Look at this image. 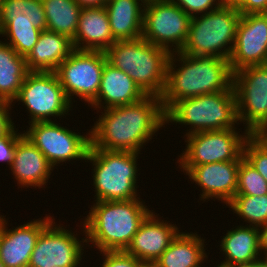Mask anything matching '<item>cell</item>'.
Segmentation results:
<instances>
[{
    "mask_svg": "<svg viewBox=\"0 0 267 267\" xmlns=\"http://www.w3.org/2000/svg\"><path fill=\"white\" fill-rule=\"evenodd\" d=\"M100 111L98 121L90 129V148L140 153L141 148L166 125L161 99L154 95H147L133 104Z\"/></svg>",
    "mask_w": 267,
    "mask_h": 267,
    "instance_id": "cell-1",
    "label": "cell"
},
{
    "mask_svg": "<svg viewBox=\"0 0 267 267\" xmlns=\"http://www.w3.org/2000/svg\"><path fill=\"white\" fill-rule=\"evenodd\" d=\"M232 85L233 72L229 60L171 53L165 88L160 96L162 107L166 112L176 101L226 91Z\"/></svg>",
    "mask_w": 267,
    "mask_h": 267,
    "instance_id": "cell-2",
    "label": "cell"
},
{
    "mask_svg": "<svg viewBox=\"0 0 267 267\" xmlns=\"http://www.w3.org/2000/svg\"><path fill=\"white\" fill-rule=\"evenodd\" d=\"M147 207L140 198L93 203L81 226L88 246L94 245L100 252L125 251L152 211Z\"/></svg>",
    "mask_w": 267,
    "mask_h": 267,
    "instance_id": "cell-3",
    "label": "cell"
},
{
    "mask_svg": "<svg viewBox=\"0 0 267 267\" xmlns=\"http://www.w3.org/2000/svg\"><path fill=\"white\" fill-rule=\"evenodd\" d=\"M107 62L127 73L146 95L160 97L171 53L143 37L116 40L105 52Z\"/></svg>",
    "mask_w": 267,
    "mask_h": 267,
    "instance_id": "cell-4",
    "label": "cell"
},
{
    "mask_svg": "<svg viewBox=\"0 0 267 267\" xmlns=\"http://www.w3.org/2000/svg\"><path fill=\"white\" fill-rule=\"evenodd\" d=\"M138 152L90 148L85 162L92 163L95 202L140 198L137 187Z\"/></svg>",
    "mask_w": 267,
    "mask_h": 267,
    "instance_id": "cell-5",
    "label": "cell"
},
{
    "mask_svg": "<svg viewBox=\"0 0 267 267\" xmlns=\"http://www.w3.org/2000/svg\"><path fill=\"white\" fill-rule=\"evenodd\" d=\"M165 117L166 124L174 122L190 127L184 138L202 131L237 128L235 125L240 124L233 85L226 91L176 101Z\"/></svg>",
    "mask_w": 267,
    "mask_h": 267,
    "instance_id": "cell-6",
    "label": "cell"
},
{
    "mask_svg": "<svg viewBox=\"0 0 267 267\" xmlns=\"http://www.w3.org/2000/svg\"><path fill=\"white\" fill-rule=\"evenodd\" d=\"M241 15L236 7L222 5L191 17L188 39L181 52L190 56H214L229 60Z\"/></svg>",
    "mask_w": 267,
    "mask_h": 267,
    "instance_id": "cell-7",
    "label": "cell"
},
{
    "mask_svg": "<svg viewBox=\"0 0 267 267\" xmlns=\"http://www.w3.org/2000/svg\"><path fill=\"white\" fill-rule=\"evenodd\" d=\"M236 129L202 131L185 136V151L176 162L181 171L186 174L193 166L240 161L244 157L243 147L250 133L245 130L242 135Z\"/></svg>",
    "mask_w": 267,
    "mask_h": 267,
    "instance_id": "cell-8",
    "label": "cell"
},
{
    "mask_svg": "<svg viewBox=\"0 0 267 267\" xmlns=\"http://www.w3.org/2000/svg\"><path fill=\"white\" fill-rule=\"evenodd\" d=\"M43 30L46 19L42 0H3L0 3V36L26 57ZM7 41V42H6Z\"/></svg>",
    "mask_w": 267,
    "mask_h": 267,
    "instance_id": "cell-9",
    "label": "cell"
},
{
    "mask_svg": "<svg viewBox=\"0 0 267 267\" xmlns=\"http://www.w3.org/2000/svg\"><path fill=\"white\" fill-rule=\"evenodd\" d=\"M15 100L25 105L30 116L28 124L64 118L73 106L55 72L30 71Z\"/></svg>",
    "mask_w": 267,
    "mask_h": 267,
    "instance_id": "cell-10",
    "label": "cell"
},
{
    "mask_svg": "<svg viewBox=\"0 0 267 267\" xmlns=\"http://www.w3.org/2000/svg\"><path fill=\"white\" fill-rule=\"evenodd\" d=\"M190 21L191 17L172 0H146L141 37L170 53L181 52Z\"/></svg>",
    "mask_w": 267,
    "mask_h": 267,
    "instance_id": "cell-11",
    "label": "cell"
},
{
    "mask_svg": "<svg viewBox=\"0 0 267 267\" xmlns=\"http://www.w3.org/2000/svg\"><path fill=\"white\" fill-rule=\"evenodd\" d=\"M238 121L250 134L267 131V64L233 73Z\"/></svg>",
    "mask_w": 267,
    "mask_h": 267,
    "instance_id": "cell-12",
    "label": "cell"
},
{
    "mask_svg": "<svg viewBox=\"0 0 267 267\" xmlns=\"http://www.w3.org/2000/svg\"><path fill=\"white\" fill-rule=\"evenodd\" d=\"M54 121L29 124L23 134L53 166L72 160H85L91 145L90 130L81 135ZM88 135V136H87Z\"/></svg>",
    "mask_w": 267,
    "mask_h": 267,
    "instance_id": "cell-13",
    "label": "cell"
},
{
    "mask_svg": "<svg viewBox=\"0 0 267 267\" xmlns=\"http://www.w3.org/2000/svg\"><path fill=\"white\" fill-rule=\"evenodd\" d=\"M106 61L103 51L77 49L62 61L54 72L71 103L74 95L88 105L97 97Z\"/></svg>",
    "mask_w": 267,
    "mask_h": 267,
    "instance_id": "cell-14",
    "label": "cell"
},
{
    "mask_svg": "<svg viewBox=\"0 0 267 267\" xmlns=\"http://www.w3.org/2000/svg\"><path fill=\"white\" fill-rule=\"evenodd\" d=\"M53 219L40 233L30 256L28 267H79L84 256L86 238H77L76 231L56 224ZM55 224V225H54ZM84 243V244H83ZM84 248V249H83Z\"/></svg>",
    "mask_w": 267,
    "mask_h": 267,
    "instance_id": "cell-15",
    "label": "cell"
},
{
    "mask_svg": "<svg viewBox=\"0 0 267 267\" xmlns=\"http://www.w3.org/2000/svg\"><path fill=\"white\" fill-rule=\"evenodd\" d=\"M229 63L233 73L267 64V13L241 15Z\"/></svg>",
    "mask_w": 267,
    "mask_h": 267,
    "instance_id": "cell-16",
    "label": "cell"
},
{
    "mask_svg": "<svg viewBox=\"0 0 267 267\" xmlns=\"http://www.w3.org/2000/svg\"><path fill=\"white\" fill-rule=\"evenodd\" d=\"M53 219V216L47 215L43 219H33V221L9 229L8 219L0 215V260L4 265L6 267H28L40 233Z\"/></svg>",
    "mask_w": 267,
    "mask_h": 267,
    "instance_id": "cell-17",
    "label": "cell"
},
{
    "mask_svg": "<svg viewBox=\"0 0 267 267\" xmlns=\"http://www.w3.org/2000/svg\"><path fill=\"white\" fill-rule=\"evenodd\" d=\"M239 165L240 161L208 163L193 166L186 175L201 188L200 200L216 198L227 204L236 195Z\"/></svg>",
    "mask_w": 267,
    "mask_h": 267,
    "instance_id": "cell-18",
    "label": "cell"
},
{
    "mask_svg": "<svg viewBox=\"0 0 267 267\" xmlns=\"http://www.w3.org/2000/svg\"><path fill=\"white\" fill-rule=\"evenodd\" d=\"M156 214L152 210L147 215L125 250L142 263H155L180 232L176 224Z\"/></svg>",
    "mask_w": 267,
    "mask_h": 267,
    "instance_id": "cell-19",
    "label": "cell"
},
{
    "mask_svg": "<svg viewBox=\"0 0 267 267\" xmlns=\"http://www.w3.org/2000/svg\"><path fill=\"white\" fill-rule=\"evenodd\" d=\"M146 96L127 73L106 61L101 75L98 95L89 104V107H94L95 110H104L110 107L133 104Z\"/></svg>",
    "mask_w": 267,
    "mask_h": 267,
    "instance_id": "cell-20",
    "label": "cell"
},
{
    "mask_svg": "<svg viewBox=\"0 0 267 267\" xmlns=\"http://www.w3.org/2000/svg\"><path fill=\"white\" fill-rule=\"evenodd\" d=\"M10 170L18 188H43L49 181L54 167L44 154L23 135L17 142ZM48 180V181H47Z\"/></svg>",
    "mask_w": 267,
    "mask_h": 267,
    "instance_id": "cell-21",
    "label": "cell"
},
{
    "mask_svg": "<svg viewBox=\"0 0 267 267\" xmlns=\"http://www.w3.org/2000/svg\"><path fill=\"white\" fill-rule=\"evenodd\" d=\"M115 42L105 7L82 8L72 40L74 49L105 52Z\"/></svg>",
    "mask_w": 267,
    "mask_h": 267,
    "instance_id": "cell-22",
    "label": "cell"
},
{
    "mask_svg": "<svg viewBox=\"0 0 267 267\" xmlns=\"http://www.w3.org/2000/svg\"><path fill=\"white\" fill-rule=\"evenodd\" d=\"M74 50L65 35L43 30L30 53L25 57L29 71L54 72Z\"/></svg>",
    "mask_w": 267,
    "mask_h": 267,
    "instance_id": "cell-23",
    "label": "cell"
},
{
    "mask_svg": "<svg viewBox=\"0 0 267 267\" xmlns=\"http://www.w3.org/2000/svg\"><path fill=\"white\" fill-rule=\"evenodd\" d=\"M145 2L146 0H107L104 7L115 40H134L142 36Z\"/></svg>",
    "mask_w": 267,
    "mask_h": 267,
    "instance_id": "cell-24",
    "label": "cell"
},
{
    "mask_svg": "<svg viewBox=\"0 0 267 267\" xmlns=\"http://www.w3.org/2000/svg\"><path fill=\"white\" fill-rule=\"evenodd\" d=\"M232 229V230H231ZM227 230L221 238L220 252L225 256L222 261L228 265L248 264L263 256L259 248L258 227L239 225Z\"/></svg>",
    "mask_w": 267,
    "mask_h": 267,
    "instance_id": "cell-25",
    "label": "cell"
},
{
    "mask_svg": "<svg viewBox=\"0 0 267 267\" xmlns=\"http://www.w3.org/2000/svg\"><path fill=\"white\" fill-rule=\"evenodd\" d=\"M205 241L197 232L181 231L155 263L159 267H202L208 259Z\"/></svg>",
    "mask_w": 267,
    "mask_h": 267,
    "instance_id": "cell-26",
    "label": "cell"
},
{
    "mask_svg": "<svg viewBox=\"0 0 267 267\" xmlns=\"http://www.w3.org/2000/svg\"><path fill=\"white\" fill-rule=\"evenodd\" d=\"M29 72L25 57L0 40V99L13 103Z\"/></svg>",
    "mask_w": 267,
    "mask_h": 267,
    "instance_id": "cell-27",
    "label": "cell"
},
{
    "mask_svg": "<svg viewBox=\"0 0 267 267\" xmlns=\"http://www.w3.org/2000/svg\"><path fill=\"white\" fill-rule=\"evenodd\" d=\"M46 29L74 39L81 7L75 0H42Z\"/></svg>",
    "mask_w": 267,
    "mask_h": 267,
    "instance_id": "cell-28",
    "label": "cell"
},
{
    "mask_svg": "<svg viewBox=\"0 0 267 267\" xmlns=\"http://www.w3.org/2000/svg\"><path fill=\"white\" fill-rule=\"evenodd\" d=\"M226 206L249 226L260 227L267 224V194L235 195Z\"/></svg>",
    "mask_w": 267,
    "mask_h": 267,
    "instance_id": "cell-29",
    "label": "cell"
},
{
    "mask_svg": "<svg viewBox=\"0 0 267 267\" xmlns=\"http://www.w3.org/2000/svg\"><path fill=\"white\" fill-rule=\"evenodd\" d=\"M267 194V181L243 157L238 170L236 195L262 196Z\"/></svg>",
    "mask_w": 267,
    "mask_h": 267,
    "instance_id": "cell-30",
    "label": "cell"
},
{
    "mask_svg": "<svg viewBox=\"0 0 267 267\" xmlns=\"http://www.w3.org/2000/svg\"><path fill=\"white\" fill-rule=\"evenodd\" d=\"M243 156L267 181V138L264 134H250L243 147Z\"/></svg>",
    "mask_w": 267,
    "mask_h": 267,
    "instance_id": "cell-31",
    "label": "cell"
},
{
    "mask_svg": "<svg viewBox=\"0 0 267 267\" xmlns=\"http://www.w3.org/2000/svg\"><path fill=\"white\" fill-rule=\"evenodd\" d=\"M190 17L205 14L223 5L221 0H172Z\"/></svg>",
    "mask_w": 267,
    "mask_h": 267,
    "instance_id": "cell-32",
    "label": "cell"
},
{
    "mask_svg": "<svg viewBox=\"0 0 267 267\" xmlns=\"http://www.w3.org/2000/svg\"><path fill=\"white\" fill-rule=\"evenodd\" d=\"M103 256L101 267H140L142 262L125 251L99 252Z\"/></svg>",
    "mask_w": 267,
    "mask_h": 267,
    "instance_id": "cell-33",
    "label": "cell"
},
{
    "mask_svg": "<svg viewBox=\"0 0 267 267\" xmlns=\"http://www.w3.org/2000/svg\"><path fill=\"white\" fill-rule=\"evenodd\" d=\"M14 126L8 133L0 138V162H6L9 165V169L12 166L15 148L18 140L24 135L22 132H18Z\"/></svg>",
    "mask_w": 267,
    "mask_h": 267,
    "instance_id": "cell-34",
    "label": "cell"
},
{
    "mask_svg": "<svg viewBox=\"0 0 267 267\" xmlns=\"http://www.w3.org/2000/svg\"><path fill=\"white\" fill-rule=\"evenodd\" d=\"M12 103L0 99V138L8 133L15 125L12 121L11 110Z\"/></svg>",
    "mask_w": 267,
    "mask_h": 267,
    "instance_id": "cell-35",
    "label": "cell"
},
{
    "mask_svg": "<svg viewBox=\"0 0 267 267\" xmlns=\"http://www.w3.org/2000/svg\"><path fill=\"white\" fill-rule=\"evenodd\" d=\"M237 9L241 14L267 13V0H244Z\"/></svg>",
    "mask_w": 267,
    "mask_h": 267,
    "instance_id": "cell-36",
    "label": "cell"
},
{
    "mask_svg": "<svg viewBox=\"0 0 267 267\" xmlns=\"http://www.w3.org/2000/svg\"><path fill=\"white\" fill-rule=\"evenodd\" d=\"M259 231V248L262 254V256H267V224L258 227Z\"/></svg>",
    "mask_w": 267,
    "mask_h": 267,
    "instance_id": "cell-37",
    "label": "cell"
},
{
    "mask_svg": "<svg viewBox=\"0 0 267 267\" xmlns=\"http://www.w3.org/2000/svg\"><path fill=\"white\" fill-rule=\"evenodd\" d=\"M81 8L103 7L107 0H75Z\"/></svg>",
    "mask_w": 267,
    "mask_h": 267,
    "instance_id": "cell-38",
    "label": "cell"
},
{
    "mask_svg": "<svg viewBox=\"0 0 267 267\" xmlns=\"http://www.w3.org/2000/svg\"><path fill=\"white\" fill-rule=\"evenodd\" d=\"M244 0H224L223 5L238 7Z\"/></svg>",
    "mask_w": 267,
    "mask_h": 267,
    "instance_id": "cell-39",
    "label": "cell"
},
{
    "mask_svg": "<svg viewBox=\"0 0 267 267\" xmlns=\"http://www.w3.org/2000/svg\"><path fill=\"white\" fill-rule=\"evenodd\" d=\"M254 267H267V258L264 256L254 261Z\"/></svg>",
    "mask_w": 267,
    "mask_h": 267,
    "instance_id": "cell-40",
    "label": "cell"
},
{
    "mask_svg": "<svg viewBox=\"0 0 267 267\" xmlns=\"http://www.w3.org/2000/svg\"><path fill=\"white\" fill-rule=\"evenodd\" d=\"M140 267H159L156 263H142Z\"/></svg>",
    "mask_w": 267,
    "mask_h": 267,
    "instance_id": "cell-41",
    "label": "cell"
},
{
    "mask_svg": "<svg viewBox=\"0 0 267 267\" xmlns=\"http://www.w3.org/2000/svg\"><path fill=\"white\" fill-rule=\"evenodd\" d=\"M234 267H254V262L248 263V264H238V265H234Z\"/></svg>",
    "mask_w": 267,
    "mask_h": 267,
    "instance_id": "cell-42",
    "label": "cell"
},
{
    "mask_svg": "<svg viewBox=\"0 0 267 267\" xmlns=\"http://www.w3.org/2000/svg\"><path fill=\"white\" fill-rule=\"evenodd\" d=\"M217 267H234V266H232V265H228V264H224V263L220 262V263L217 265Z\"/></svg>",
    "mask_w": 267,
    "mask_h": 267,
    "instance_id": "cell-43",
    "label": "cell"
},
{
    "mask_svg": "<svg viewBox=\"0 0 267 267\" xmlns=\"http://www.w3.org/2000/svg\"><path fill=\"white\" fill-rule=\"evenodd\" d=\"M0 267H6L1 260H0Z\"/></svg>",
    "mask_w": 267,
    "mask_h": 267,
    "instance_id": "cell-44",
    "label": "cell"
}]
</instances>
